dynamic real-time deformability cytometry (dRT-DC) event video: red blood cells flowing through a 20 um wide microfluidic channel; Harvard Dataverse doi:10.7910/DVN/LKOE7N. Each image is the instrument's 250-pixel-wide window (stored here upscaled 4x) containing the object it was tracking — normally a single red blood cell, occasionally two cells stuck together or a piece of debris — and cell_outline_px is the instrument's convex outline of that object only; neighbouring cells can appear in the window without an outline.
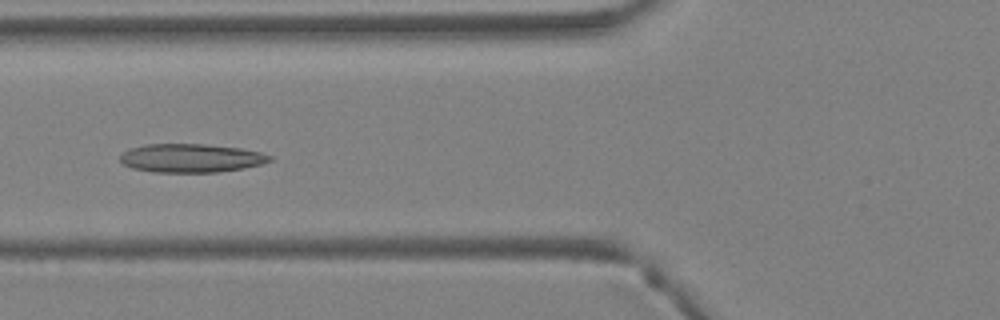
{"species": "Egyptian fruit bat (a non-hibernating species)", "species_latin": "Rousettus aegyptiacus", "temperature_condition": "warm", "stored_images_in_passage": 40, "camera_frame_rate_fps": 3000, "um_per_image_px": 0.085, "animal": {"sex": "female"}, "frame": {"image": 1, "passage_image": 15, "time_ms": 4.667, "image_size_px": [1000, 320], "cell_outline_px": [[272, 160], [260, 164], [244, 168], [216, 172], [152, 172], [132, 168], [124, 164], [120, 160], [120, 156], [128, 148], [144, 144], [208, 144], [240, 148], [260, 152], [272, 156]], "centroid_in_image_um": [16.22, 13.43], "position_along_channel_um": 109.6, "area_um2": 24.97}}
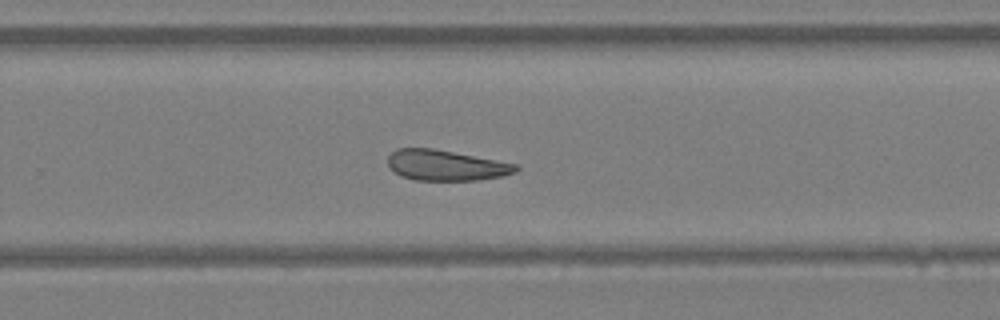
{"frame": {"image": 2, "passage_image": 26, "time_ms": 8.333, "image_size_px": [1000, 320], "cell_outline_px": [[520, 168], [516, 172], [504, 176], [476, 180], [416, 180], [400, 176], [388, 164], [388, 156], [396, 148], [432, 148], [496, 160], [516, 164]], "centroid_in_image_um": [37.91, 14.05], "position_along_channel_um": 291.9, "area_um2": 22.66}}
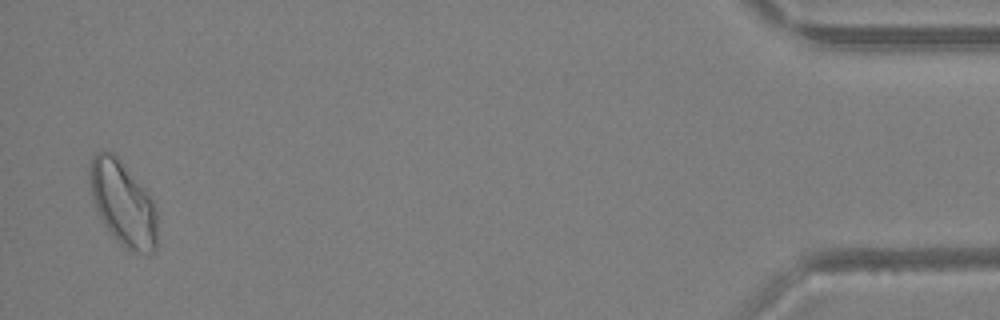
{"frame": {"image": 3, "passage_image": 39, "time_ms": 12.667, "image_size_px": [1000, 320], "cell_outline_px": [[156, 248], [152, 252], [148, 252], [128, 248], [120, 244], [116, 240], [104, 224], [96, 208], [92, 196], [88, 176], [88, 172], [92, 156], [96, 152], [112, 152], [116, 156], [144, 188], [152, 200], [156, 208]], "centroid_in_image_um": [10.42, 17.25], "position_along_channel_um": 424.8, "area_um2": 32.54}, "authors_computed_cell_mechanics": {"area_um2": 25.8944, "velocity_mm_per_s": 4.9989, "shape_relaxation_time_tau1_ms": null, "shape_relaxation_time_tau2_ms": 4.5147, "deformation_change_tau1": null, "deformation_change_tau2": 0.1477}}